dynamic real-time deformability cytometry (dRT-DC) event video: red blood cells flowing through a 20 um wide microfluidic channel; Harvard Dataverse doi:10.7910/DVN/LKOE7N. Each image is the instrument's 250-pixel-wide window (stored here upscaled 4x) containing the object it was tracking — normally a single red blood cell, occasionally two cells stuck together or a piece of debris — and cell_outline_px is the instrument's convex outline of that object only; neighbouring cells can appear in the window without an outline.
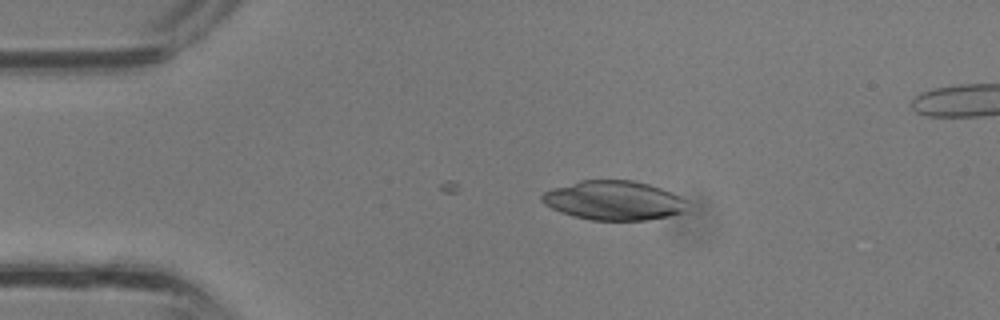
{"species": "common noctule bat (a hibernating species)", "species_latin": "Nyctalus noctula", "temperature_condition": "room temperature", "stored_images_in_passage": 20, "camera_frame_rate_fps": 3000, "um_per_image_px": 0.085, "animal": {"sex": "male", "body_mass_g": 13.3}, "frame": {"image": 1, "passage_image": 1, "time_ms": 0.0, "image_size_px": [1000, 320], "cell_outline_px": [[688, 212], [648, 220], [592, 220], [572, 216], [560, 212], [544, 204], [540, 200], [540, 196], [544, 192], [552, 188], [580, 180], [632, 180], [648, 184], [672, 192], [680, 196], [684, 200]], "centroid_in_image_um": [52.16, 17.04], "position_along_channel_um": 32.8, "area_um2": 33.41}}